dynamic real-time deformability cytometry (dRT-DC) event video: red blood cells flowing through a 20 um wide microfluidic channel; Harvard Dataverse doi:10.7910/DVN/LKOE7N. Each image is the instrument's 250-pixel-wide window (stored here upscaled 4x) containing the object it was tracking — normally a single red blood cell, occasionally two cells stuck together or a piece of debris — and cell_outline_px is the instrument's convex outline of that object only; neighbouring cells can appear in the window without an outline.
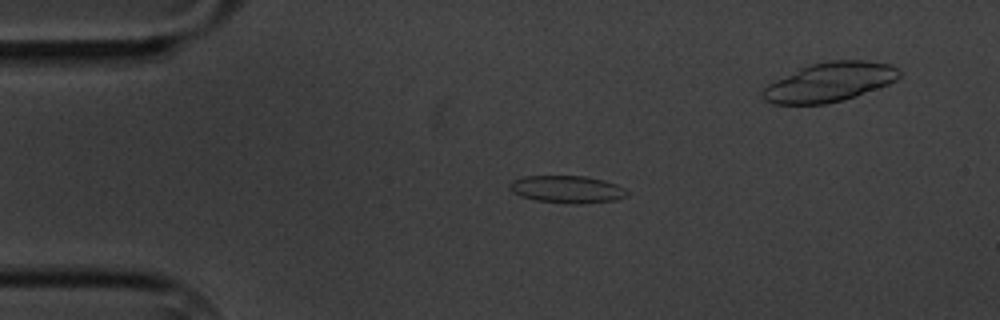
{"species": "common noctule bat (a hibernating species)", "species_latin": "Nyctalus noctula", "temperature_condition": "cold", "stored_images_in_passage": 4, "camera_frame_rate_fps": 3000, "um_per_image_px": 0.085, "animal": {"sex": "male", "body_mass_g": 20.1, "forearm_length_mm": 53.5}, "frame": {"image": 1, "passage_image": 1, "time_ms": 0.0, "image_size_px": [1000, 320], "cell_outline_px": [[628, 196], [616, 200], [580, 204], [572, 204], [536, 200], [520, 196], [512, 192], [508, 188], [508, 184], [512, 180], [524, 176], [584, 176], [604, 180], [628, 188]], "centroid_in_image_um": [48.22, 16.09], "position_along_channel_um": 36.8, "area_um2": 19.02}}
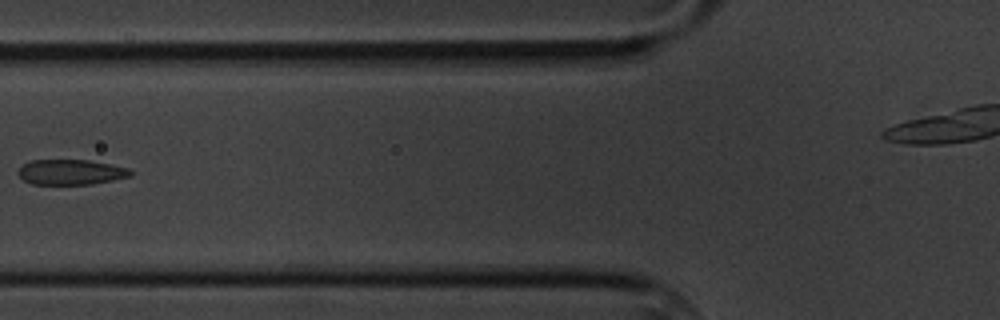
{"frame": {"image": 2, "passage_image": 4, "time_ms": 3.333, "image_size_px": [1000, 320], "cell_outline_px": [[132, 176], [92, 184], [32, 184], [24, 180], [16, 172], [24, 164], [32, 160], [88, 160], [128, 168], [132, 172]], "centroid_in_image_um": [6.01, 14.63], "position_along_channel_um": 119.8, "area_um2": 16.36}}